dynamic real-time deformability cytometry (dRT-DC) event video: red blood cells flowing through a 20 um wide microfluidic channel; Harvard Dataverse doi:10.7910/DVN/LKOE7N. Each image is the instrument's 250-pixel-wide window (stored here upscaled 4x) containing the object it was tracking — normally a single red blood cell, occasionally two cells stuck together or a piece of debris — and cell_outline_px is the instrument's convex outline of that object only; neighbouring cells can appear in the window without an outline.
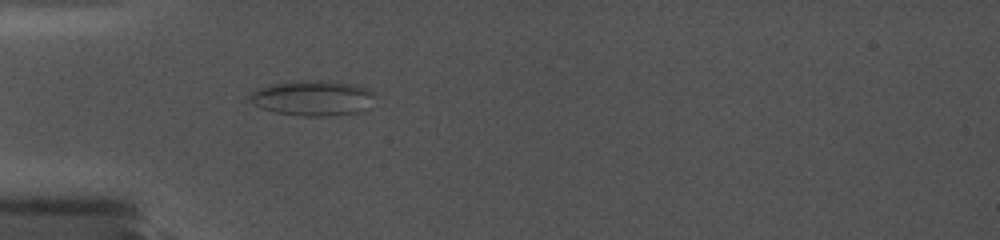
{"species": "common noctule bat (a hibernating species)", "species_latin": "Nyctalus noctula", "temperature_condition": "cold", "stored_images_in_passage": 30, "camera_frame_rate_fps": 5000, "um_per_image_px": 0.085, "animal": {"sex": "female", "body_mass_g": 19.0, "forearm_length_mm": 56.7}, "frame": {"image": 1, "passage_image": 1, "time_ms": 0.0, "image_size_px": [1000, 240], "cell_outline_px": [[372, 96], [364, 108], [360, 112], [336, 116], [304, 116], [276, 112], [260, 108], [252, 104], [248, 100], [248, 96], [252, 92], [260, 88], [276, 84], [316, 80], [356, 84], [368, 88], [372, 92]], "centroid_in_image_um": [26.55, 8.35], "position_along_channel_um": 58.5, "area_um2": 25.2}}
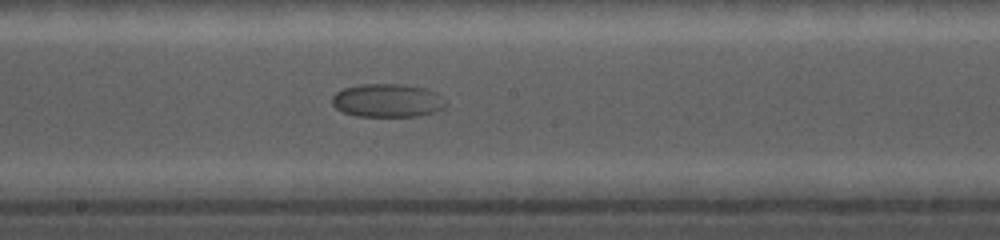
{"frame": {"image": 2, "passage_image": 14, "time_ms": 4.8, "image_size_px": [1000, 240], "cell_outline_px": [[448, 104], [444, 108], [436, 112], [416, 116], [356, 116], [344, 112], [336, 108], [332, 104], [332, 96], [336, 92], [344, 88], [360, 84], [400, 84], [424, 88], [436, 92]], "centroid_in_image_um": [32.94, 8.54], "position_along_channel_um": 215.3, "area_um2": 22.14}}
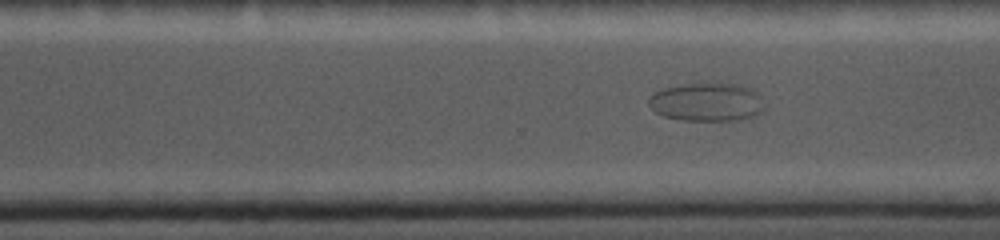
{"frame": {"image": 3, "passage_image": 24, "time_ms": 7.6, "image_size_px": [1000, 240], "cell_outline_px": [[764, 112], [756, 116], [740, 120], [680, 120], [664, 116], [656, 112], [648, 104], [648, 96], [664, 88], [684, 84], [740, 84], [748, 88], [756, 96], [764, 108]], "centroid_in_image_um": [60.04, 8.7], "position_along_channel_um": 310.6, "area_um2": 25.49}}